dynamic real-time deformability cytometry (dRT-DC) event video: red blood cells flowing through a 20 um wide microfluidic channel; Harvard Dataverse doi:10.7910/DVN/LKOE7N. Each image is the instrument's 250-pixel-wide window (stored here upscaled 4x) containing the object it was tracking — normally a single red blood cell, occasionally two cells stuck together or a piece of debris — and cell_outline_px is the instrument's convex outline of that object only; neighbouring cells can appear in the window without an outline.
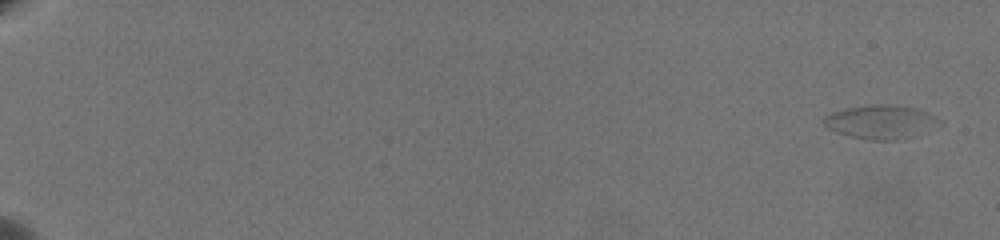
{"species": "common noctule bat (a hibernating species)", "species_latin": "Nyctalus noctula", "temperature_condition": "warm", "stored_images_in_passage": 70, "camera_frame_rate_fps": 3000, "um_per_image_px": 0.085, "animal": {"sex": "female", "body_mass_g": 19.5, "forearm_length_mm": 54.1}, "frame": {"image": 1, "passage_image": 1, "time_ms": 0.0, "image_size_px": [1000, 240], "cell_outline_px": [[924, 112], [916, 136], [896, 140], [872, 140], [852, 136], [836, 132], [828, 128], [824, 124], [824, 120], [832, 112], [848, 108], [876, 104], [884, 104], [912, 108]], "centroid_in_image_um": [74.48, 10.37], "position_along_channel_um": 10.5, "area_um2": 20.11}}
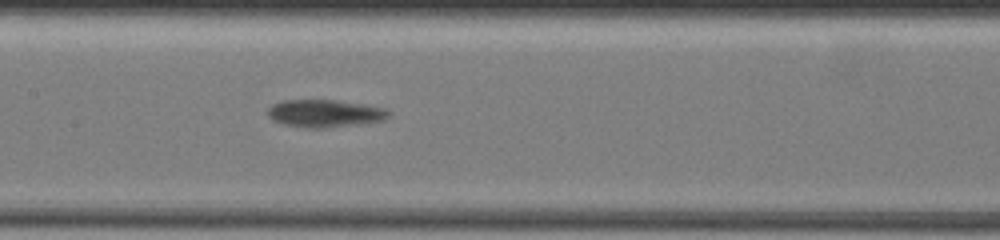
{"frame": {"image": 2, "passage_image": 39, "time_ms": 12.667, "image_size_px": [1000, 240], "cell_outline_px": [[392, 112], [384, 120], [320, 128], [304, 128], [284, 124], [272, 120], [268, 116], [268, 108], [272, 104], [284, 100], [336, 100], [388, 108]], "centroid_in_image_um": [27.59, 9.63], "position_along_channel_um": 179.8, "area_um2": 19.31}}
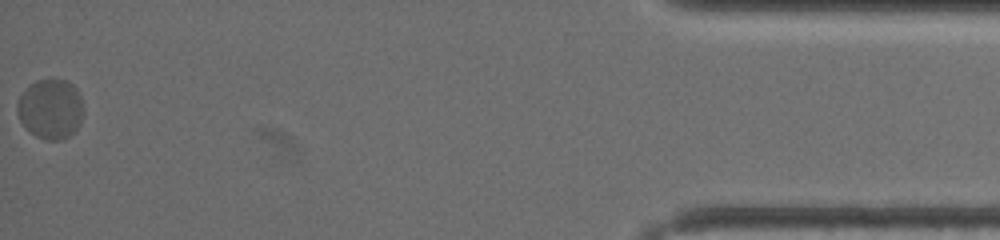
{"frame": {"image": 3, "passage_image": 70, "time_ms": 23.0, "image_size_px": [1000, 240], "cell_outline_px": [[84, 112], [80, 124], [64, 140], [48, 140], [36, 136], [24, 128], [16, 112], [16, 104], [20, 96], [36, 80], [68, 80], [76, 88], [80, 96]], "centroid_in_image_um": [4.29, 9.28], "position_along_channel_um": 430.9, "area_um2": 23.12}, "authors_computed_cell_mechanics": {"area_um2": 19.7676, "velocity_mm_per_s": 3.1708, "shape_relaxation_time_tau1_ms": 4.1328, "shape_relaxation_time_tau2_ms": null, "deformation_change_tau1": 0.1338, "deformation_change_tau2": null}}